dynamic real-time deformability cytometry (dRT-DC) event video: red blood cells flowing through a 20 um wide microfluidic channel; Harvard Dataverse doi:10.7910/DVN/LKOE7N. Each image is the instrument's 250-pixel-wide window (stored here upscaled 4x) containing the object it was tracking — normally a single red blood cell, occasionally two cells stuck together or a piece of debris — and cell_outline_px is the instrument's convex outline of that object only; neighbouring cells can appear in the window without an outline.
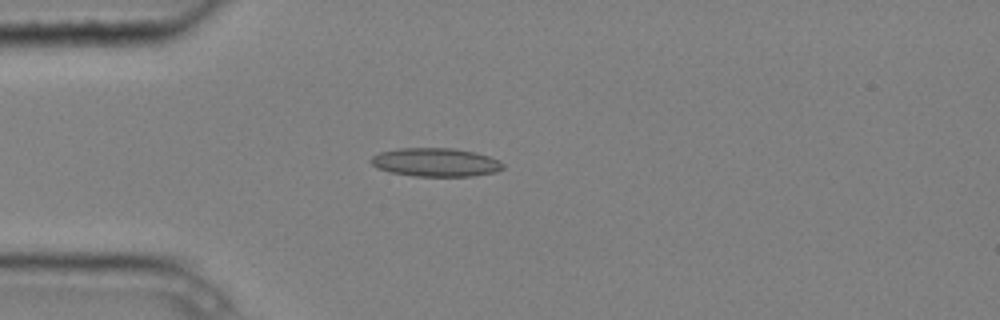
{"species": "common noctule bat (a hibernating species)", "species_latin": "Nyctalus noctula", "temperature_condition": "cold", "stored_images_in_passage": 5, "camera_frame_rate_fps": 3000, "um_per_image_px": 0.085, "animal": {"sex": "male", "body_mass_g": 20.4}, "frame": {"image": 1, "passage_image": 4, "time_ms": 1.0, "image_size_px": [1000, 320], "cell_outline_px": [[504, 168], [496, 172], [472, 176], [412, 176], [388, 172], [376, 168], [368, 160], [372, 156], [380, 152], [400, 148], [452, 148], [476, 152], [488, 156], [504, 164]], "centroid_in_image_um": [36.99, 13.8], "position_along_channel_um": 48.0, "area_um2": 22.08}}